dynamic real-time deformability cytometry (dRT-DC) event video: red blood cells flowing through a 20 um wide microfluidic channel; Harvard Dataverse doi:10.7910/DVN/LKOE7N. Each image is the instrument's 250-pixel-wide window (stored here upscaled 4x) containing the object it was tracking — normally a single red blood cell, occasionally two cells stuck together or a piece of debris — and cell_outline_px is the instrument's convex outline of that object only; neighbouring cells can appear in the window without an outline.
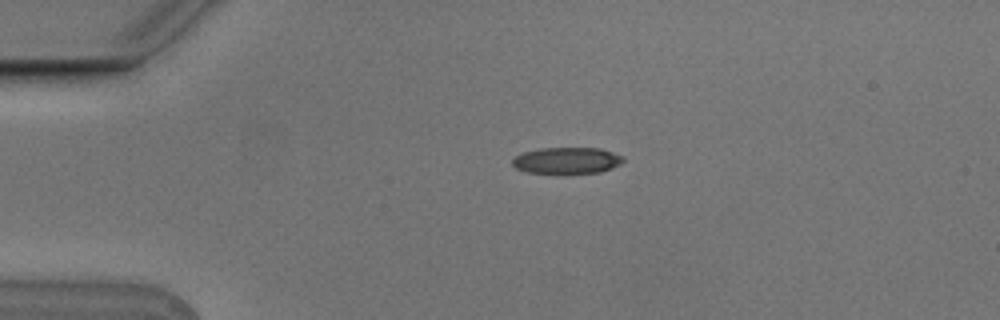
{"species": "Egyptian fruit bat (a non-hibernating species)", "species_latin": "Rousettus aegyptiacus", "temperature_condition": "cold", "stored_images_in_passage": 2, "camera_frame_rate_fps": 3000, "um_per_image_px": 0.085, "animal": {"sex": "male"}, "frame": {"image": 1, "passage_image": 1, "time_ms": 0.0, "image_size_px": [1000, 320], "cell_outline_px": [[624, 160], [620, 164], [612, 168], [600, 172], [528, 172], [516, 168], [512, 164], [512, 160], [516, 156], [524, 152], [540, 148], [600, 148], [624, 156]], "centroid_in_image_um": [48.21, 13.62], "position_along_channel_um": 36.8, "area_um2": 16.7}}